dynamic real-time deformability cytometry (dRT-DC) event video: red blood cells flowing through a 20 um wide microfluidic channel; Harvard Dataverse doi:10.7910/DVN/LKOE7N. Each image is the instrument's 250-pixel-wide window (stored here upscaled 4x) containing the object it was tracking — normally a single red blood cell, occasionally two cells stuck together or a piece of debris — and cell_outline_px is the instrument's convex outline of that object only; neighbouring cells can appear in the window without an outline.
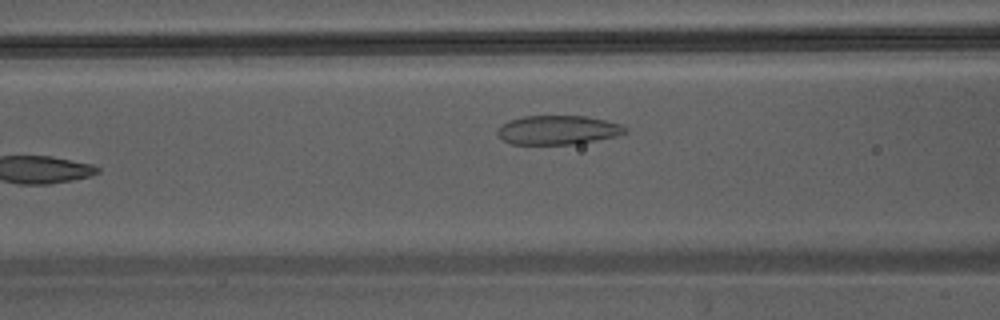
{"species": "Egyptian fruit bat (a non-hibernating species)", "species_latin": "Rousettus aegyptiacus", "temperature_condition": "warm", "stored_images_in_passage": 8, "camera_frame_rate_fps": 3000, "um_per_image_px": 0.085, "animal": {"sex": "male"}, "frame": {"image": 1, "passage_image": 7, "time_ms": 2.0, "image_size_px": [1000, 320], "cell_outline_px": [[628, 132], [616, 136], [576, 144], [508, 144], [496, 132], [504, 124], [512, 120], [524, 116], [588, 116], [620, 124], [628, 128]], "centroid_in_image_um": [47.47, 11.05], "position_along_channel_um": 119.1, "area_um2": 21.44}}